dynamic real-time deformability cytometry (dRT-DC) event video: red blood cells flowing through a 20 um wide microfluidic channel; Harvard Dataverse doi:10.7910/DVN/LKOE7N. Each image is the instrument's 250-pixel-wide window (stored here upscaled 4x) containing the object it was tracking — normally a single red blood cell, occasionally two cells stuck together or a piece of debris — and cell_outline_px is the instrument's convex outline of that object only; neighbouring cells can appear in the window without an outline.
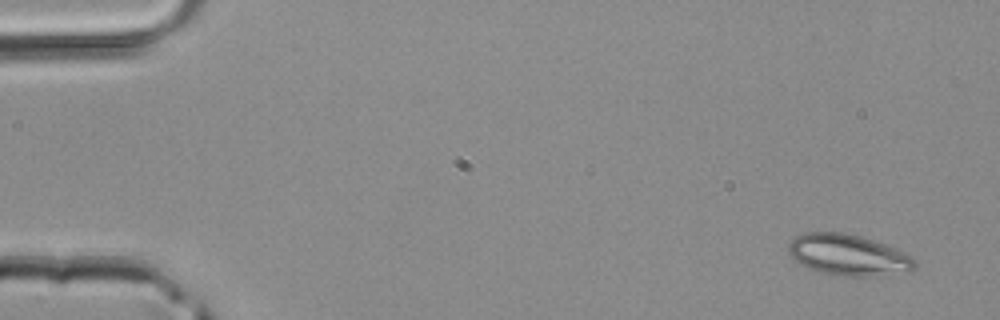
{"species": "common noctule bat (a hibernating species)", "species_latin": "Nyctalus noctula", "temperature_condition": "room temperature", "stored_images_in_passage": 4, "camera_frame_rate_fps": 3000, "um_per_image_px": 0.085, "animal": {"sex": "male", "body_mass_g": 20.4}, "frame": {"image": 1, "passage_image": 1, "time_ms": 0.0, "image_size_px": [1000, 320], "cell_outline_px": [[916, 268], [912, 272], [888, 276], [844, 276], [824, 272], [800, 264], [788, 252], [788, 244], [796, 236], [804, 232], [840, 232], [860, 236], [884, 244], [904, 252], [912, 256], [916, 260]], "centroid_in_image_um": [72.18, 21.68], "position_along_channel_um": 12.8, "area_um2": 30.35}}